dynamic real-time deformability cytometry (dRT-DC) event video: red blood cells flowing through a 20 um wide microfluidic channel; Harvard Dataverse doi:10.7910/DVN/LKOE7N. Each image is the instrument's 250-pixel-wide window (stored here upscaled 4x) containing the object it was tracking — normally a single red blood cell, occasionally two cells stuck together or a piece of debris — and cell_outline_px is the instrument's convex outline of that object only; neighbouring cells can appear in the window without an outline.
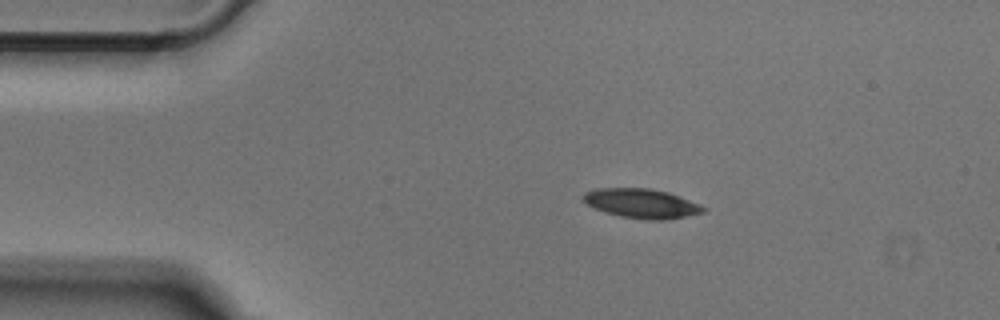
{"species": "Egyptian fruit bat (a non-hibernating species)", "species_latin": "Rousettus aegyptiacus", "temperature_condition": "cold", "stored_images_in_passage": 43, "camera_frame_rate_fps": 3000, "um_per_image_px": 0.085, "animal": {"sex": "male"}, "frame": {"image": 1, "passage_image": 1, "time_ms": 0.0, "image_size_px": [1000, 320], "cell_outline_px": [[708, 208], [704, 212], [668, 220], [644, 220], [620, 216], [604, 212], [588, 204], [580, 196], [584, 192], [596, 188], [652, 188], [668, 192], [680, 196], [700, 204]], "centroid_in_image_um": [54.55, 17.29], "position_along_channel_um": 30.4, "area_um2": 20.81}}
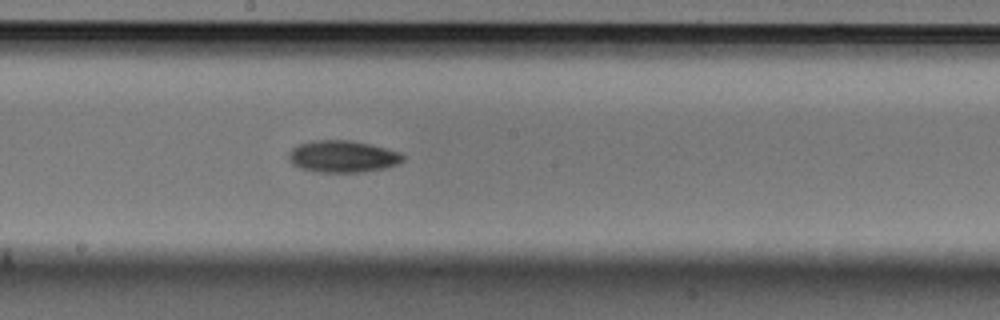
{"frame": {"image": 2, "passage_image": 19, "time_ms": 6.0, "image_size_px": [1000, 320], "cell_outline_px": [[404, 160], [400, 164], [384, 168], [364, 172], [316, 172], [300, 168], [292, 164], [288, 160], [288, 152], [292, 148], [300, 144], [312, 140], [352, 140], [400, 152], [404, 156]], "centroid_in_image_um": [29.11, 13.31], "position_along_channel_um": 219.1, "area_um2": 21.39}}
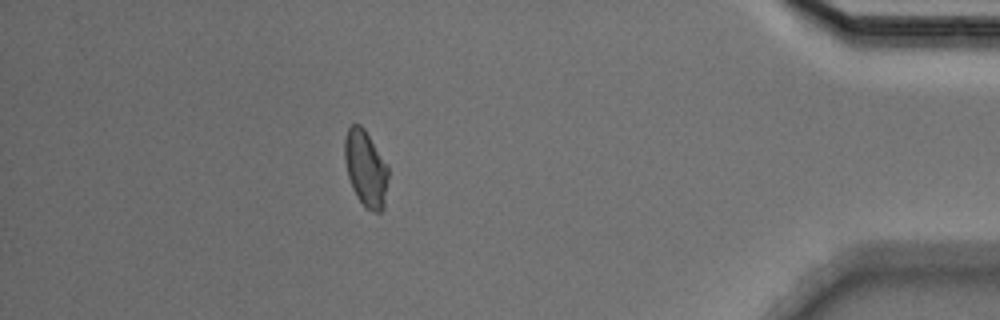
{"frame": {"image": 3, "passage_image": 37, "time_ms": 12.0, "image_size_px": [1000, 320], "cell_outline_px": [[388, 176], [384, 208], [380, 212], [376, 212], [364, 208], [356, 196], [352, 188], [348, 176], [344, 160], [344, 140], [348, 128], [352, 124], [360, 124], [364, 128], [388, 168]], "centroid_in_image_um": [31.06, 14.35], "position_along_channel_um": 404.1, "area_um2": 19.31}}